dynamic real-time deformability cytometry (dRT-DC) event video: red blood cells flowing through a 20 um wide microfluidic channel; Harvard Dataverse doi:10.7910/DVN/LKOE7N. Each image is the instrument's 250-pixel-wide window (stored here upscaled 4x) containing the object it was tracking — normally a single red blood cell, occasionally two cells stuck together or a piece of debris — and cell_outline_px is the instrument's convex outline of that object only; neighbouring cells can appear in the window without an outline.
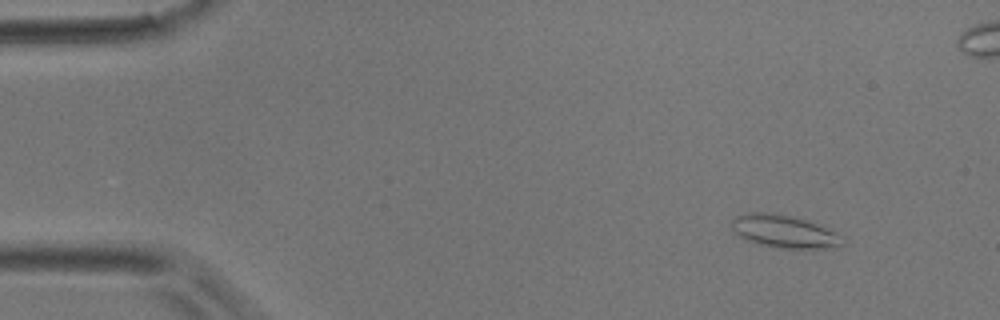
{"species": "common noctule bat (a hibernating species)", "species_latin": "Nyctalus noctula", "temperature_condition": "room temperature", "stored_images_in_passage": 4, "camera_frame_rate_fps": 3000, "um_per_image_px": 0.085, "animal": {"sex": "male", "body_mass_g": 17.9}, "frame": {"image": 1, "passage_image": 1, "time_ms": 0.0, "image_size_px": [1000, 320], "cell_outline_px": [[844, 244], [824, 248], [776, 248], [760, 244], [748, 240], [740, 236], [732, 228], [732, 220], [736, 216], [748, 212], [772, 212], [792, 216], [808, 220], [832, 228], [836, 232]], "centroid_in_image_um": [66.66, 19.65], "position_along_channel_um": 18.3, "area_um2": 21.15}}